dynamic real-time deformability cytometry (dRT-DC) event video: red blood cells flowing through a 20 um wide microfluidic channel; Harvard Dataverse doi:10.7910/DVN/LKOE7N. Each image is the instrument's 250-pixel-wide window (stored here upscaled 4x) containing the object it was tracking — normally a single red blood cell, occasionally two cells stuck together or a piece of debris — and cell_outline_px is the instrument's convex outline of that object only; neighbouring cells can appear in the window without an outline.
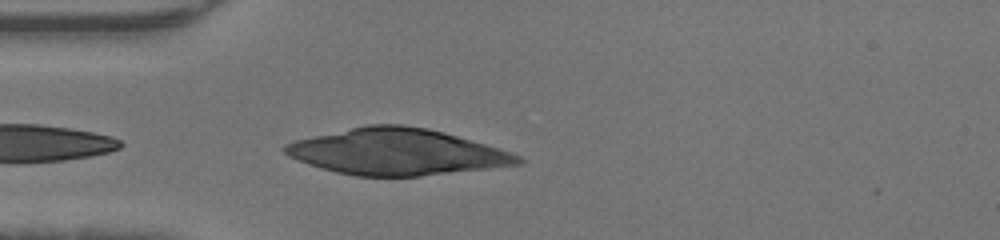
{"species": "human", "species_latin": "Homo sapiens", "temperature_condition": "warm", "stored_images_in_passage": 5, "camera_frame_rate_fps": 3000, "um_per_image_px": 0.085, "donor": {"sex": "male"}, "frame": {"image": 1, "passage_image": 1, "time_ms": 0.0, "image_size_px": [1000, 240], "cell_outline_px": [[524, 160], [520, 164], [420, 176], [356, 176], [336, 172], [308, 164], [288, 156], [280, 148], [284, 144], [292, 140], [368, 124], [400, 124], [428, 128], [444, 132], [500, 148], [512, 152], [520, 156]], "centroid_in_image_um": [33.69, 12.9], "position_along_channel_um": 51.3, "area_um2": 62.71}}